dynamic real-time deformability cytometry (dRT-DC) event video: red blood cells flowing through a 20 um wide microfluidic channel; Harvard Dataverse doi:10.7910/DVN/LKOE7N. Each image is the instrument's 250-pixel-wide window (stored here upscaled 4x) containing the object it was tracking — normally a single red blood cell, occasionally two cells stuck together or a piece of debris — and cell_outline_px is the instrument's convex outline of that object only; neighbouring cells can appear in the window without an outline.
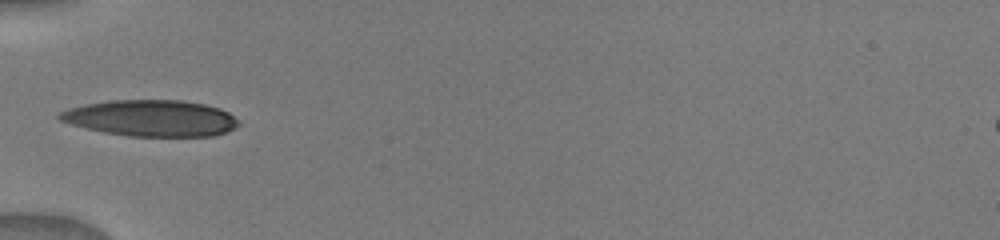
{"species": "human", "species_latin": "Homo sapiens", "temperature_condition": "warm", "stored_images_in_passage": 17, "camera_frame_rate_fps": 3000, "um_per_image_px": 0.085, "donor": {"sex": "male"}, "frame": {"image": 1, "passage_image": 7, "time_ms": 5.667, "image_size_px": [1000, 240], "cell_outline_px": [[240, 124], [228, 132], [212, 136], [128, 136], [104, 132], [72, 124], [60, 120], [56, 116], [60, 112], [68, 108], [84, 104], [108, 100], [180, 100], [204, 104], [220, 108], [228, 112], [240, 120]], "centroid_in_image_um": [12.86, 10.04], "position_along_channel_um": 72.1, "area_um2": 37.97}}
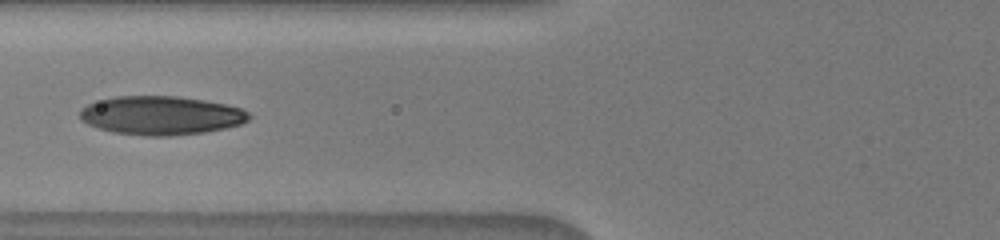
{"frame": {"image": 2, "passage_image": 9, "time_ms": 6.667, "image_size_px": [1000, 240], "cell_outline_px": [[252, 116], [248, 120], [240, 124], [224, 128], [204, 132], [168, 136], [144, 136], [112, 132], [88, 124], [80, 120], [80, 108], [88, 104], [100, 100], [116, 96], [176, 96], [204, 100], [224, 104], [240, 108], [248, 112]], "centroid_in_image_um": [13.67, 9.81], "position_along_channel_um": 112.1, "area_um2": 38.09}}
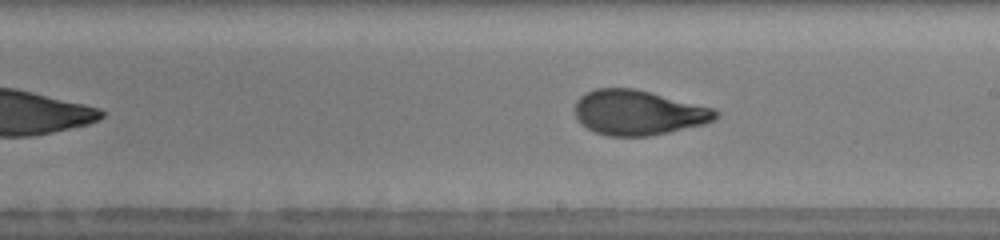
{"frame": {"image": 3, "passage_image": 16, "time_ms": 9.667, "image_size_px": [1000, 240], "cell_outline_px": [[720, 116], [716, 120], [704, 124], [668, 132], [648, 136], [608, 136], [596, 132], [580, 124], [576, 120], [576, 100], [580, 96], [596, 88], [636, 88], [716, 108], [720, 112]], "centroid_in_image_um": [54.3, 9.56], "position_along_channel_um": 234.7, "area_um2": 37.17}}